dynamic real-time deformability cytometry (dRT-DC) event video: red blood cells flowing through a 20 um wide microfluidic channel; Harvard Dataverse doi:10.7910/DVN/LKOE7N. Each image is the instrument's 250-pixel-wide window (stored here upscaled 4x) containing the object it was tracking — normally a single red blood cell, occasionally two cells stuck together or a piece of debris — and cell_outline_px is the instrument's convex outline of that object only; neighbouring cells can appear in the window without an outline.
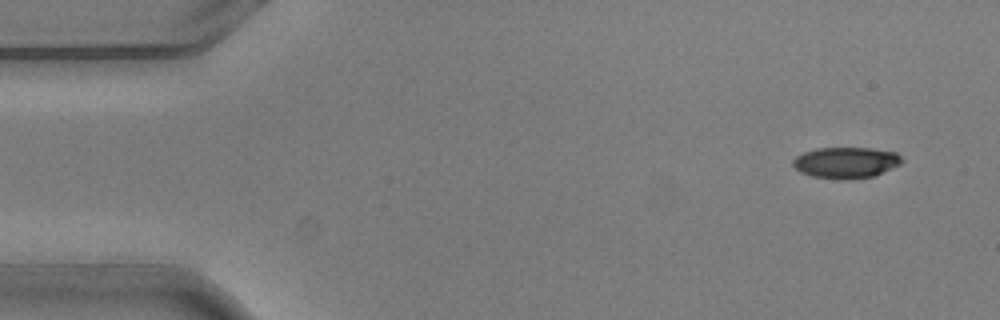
{"species": "common noctule bat (a hibernating species)", "species_latin": "Nyctalus noctula", "temperature_condition": "warm", "stored_images_in_passage": 5, "camera_frame_rate_fps": 3000, "um_per_image_px": 0.085, "animal": {"sex": "male", "body_mass_g": 20.5, "forearm_length_mm": 52.5}, "frame": {"image": 1, "passage_image": 1, "time_ms": 0.0, "image_size_px": [1000, 320], "cell_outline_px": [[904, 160], [900, 164], [872, 176], [844, 180], [812, 176], [800, 172], [792, 164], [792, 160], [796, 156], [804, 152], [816, 148], [872, 148], [896, 152]], "centroid_in_image_um": [71.88, 13.81], "position_along_channel_um": 13.1, "area_um2": 19.65}}
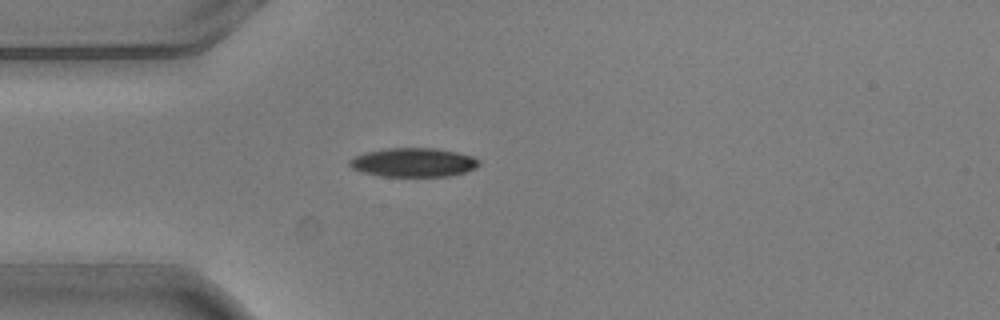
{"frame": {"image": 2, "passage_image": 4, "time_ms": 1.0, "image_size_px": [1000, 320], "cell_outline_px": [[480, 164], [476, 168], [464, 172], [448, 176], [380, 176], [364, 172], [352, 168], [348, 164], [348, 160], [364, 152], [388, 148], [436, 148], [456, 152], [472, 156], [480, 160]], "centroid_in_image_um": [35.14, 13.8], "position_along_channel_um": 49.9, "area_um2": 21.79}}